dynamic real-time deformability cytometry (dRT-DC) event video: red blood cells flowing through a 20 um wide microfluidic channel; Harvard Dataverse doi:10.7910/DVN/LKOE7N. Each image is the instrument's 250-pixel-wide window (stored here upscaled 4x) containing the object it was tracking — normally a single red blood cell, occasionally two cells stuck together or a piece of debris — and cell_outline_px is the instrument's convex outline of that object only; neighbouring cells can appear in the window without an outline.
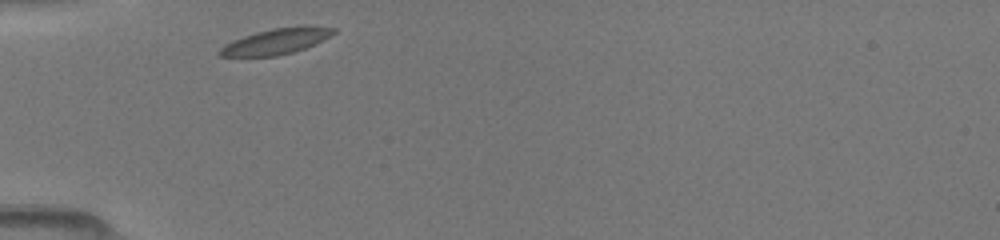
{"species": "common noctule bat (a hibernating species)", "species_latin": "Nyctalus noctula", "temperature_condition": "room temperature", "stored_images_in_passage": 27, "camera_frame_rate_fps": 3000, "um_per_image_px": 0.085, "animal": {"sex": "female", "body_mass_g": 19.5, "forearm_length_mm": 54.1}, "frame": {"image": 1, "passage_image": 1, "time_ms": 0.0, "image_size_px": [1000, 240], "cell_outline_px": [[336, 32], [304, 48], [292, 52], [276, 56], [220, 56], [216, 52], [224, 44], [232, 40], [256, 32], [272, 28], [300, 24], [308, 24], [336, 28]], "centroid_in_image_um": [23.46, 3.48], "position_along_channel_um": 61.5, "area_um2": 17.22}}
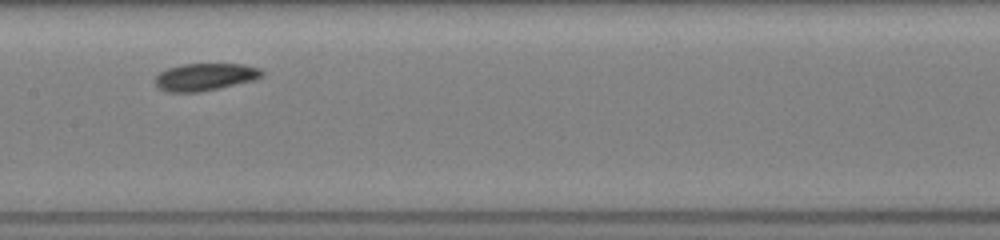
{"frame": {"image": 2, "passage_image": 11, "time_ms": 3.333, "image_size_px": [1000, 240], "cell_outline_px": [[264, 76], [256, 80], [220, 88], [200, 92], [168, 92], [160, 88], [156, 84], [156, 76], [160, 72], [168, 68], [184, 64], [244, 64], [260, 68], [264, 72]], "centroid_in_image_um": [17.5, 6.54], "position_along_channel_um": 189.9, "area_um2": 17.11}}
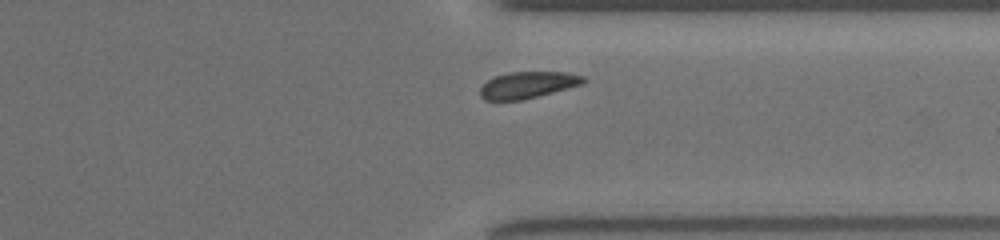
{"frame": {"image": 3, "passage_image": 24, "time_ms": 7.667, "image_size_px": [1000, 240], "cell_outline_px": [[588, 80], [584, 84], [520, 100], [484, 100], [480, 96], [480, 88], [488, 80], [496, 76], [508, 72], [568, 72], [584, 76]], "centroid_in_image_um": [44.89, 7.21], "position_along_channel_um": 366.5, "area_um2": 15.95}}